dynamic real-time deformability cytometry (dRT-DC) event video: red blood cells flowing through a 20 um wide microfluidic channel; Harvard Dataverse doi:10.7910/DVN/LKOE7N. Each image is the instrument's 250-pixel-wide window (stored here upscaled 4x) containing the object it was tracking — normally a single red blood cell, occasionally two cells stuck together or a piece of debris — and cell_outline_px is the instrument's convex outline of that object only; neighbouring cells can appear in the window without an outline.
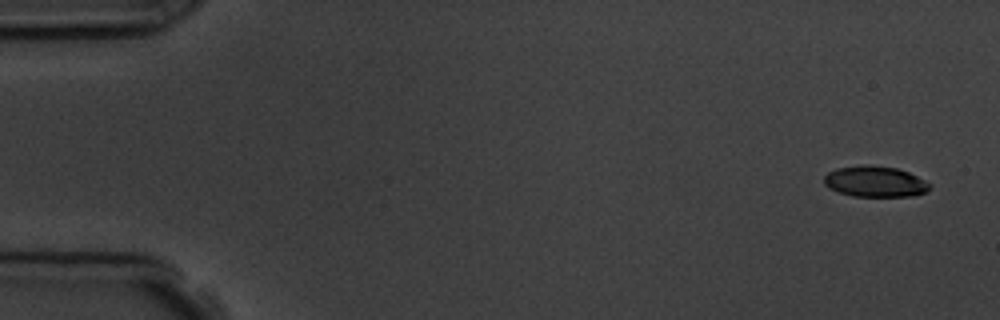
{"species": "common noctule bat (a hibernating species)", "species_latin": "Nyctalus noctula", "temperature_condition": "room temperature", "stored_images_in_passage": 5, "camera_frame_rate_fps": 3000, "um_per_image_px": 0.085, "animal": {"sex": "male", "body_mass_g": 19.5, "forearm_length_mm": 54.6}, "frame": {"image": 1, "passage_image": 1, "time_ms": 0.0, "image_size_px": [1000, 320], "cell_outline_px": [[932, 188], [916, 196], [852, 196], [828, 188], [824, 184], [824, 176], [828, 172], [836, 168], [864, 164], [896, 168], [908, 172], [932, 184]], "centroid_in_image_um": [74.38, 15.43], "position_along_channel_um": 10.6, "area_um2": 19.07}}
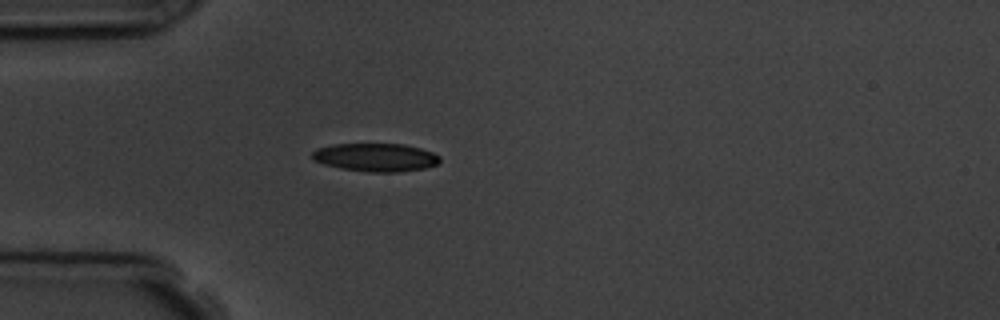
{"frame": {"image": 2, "passage_image": 5, "time_ms": 4.333, "image_size_px": [1000, 320], "cell_outline_px": [[440, 160], [436, 164], [424, 168], [400, 172], [368, 172], [340, 168], [324, 164], [312, 160], [312, 152], [316, 148], [332, 144], [404, 144], [420, 148], [432, 152], [440, 156]], "centroid_in_image_um": [31.9, 13.37], "position_along_channel_um": 53.1, "area_um2": 21.04}}